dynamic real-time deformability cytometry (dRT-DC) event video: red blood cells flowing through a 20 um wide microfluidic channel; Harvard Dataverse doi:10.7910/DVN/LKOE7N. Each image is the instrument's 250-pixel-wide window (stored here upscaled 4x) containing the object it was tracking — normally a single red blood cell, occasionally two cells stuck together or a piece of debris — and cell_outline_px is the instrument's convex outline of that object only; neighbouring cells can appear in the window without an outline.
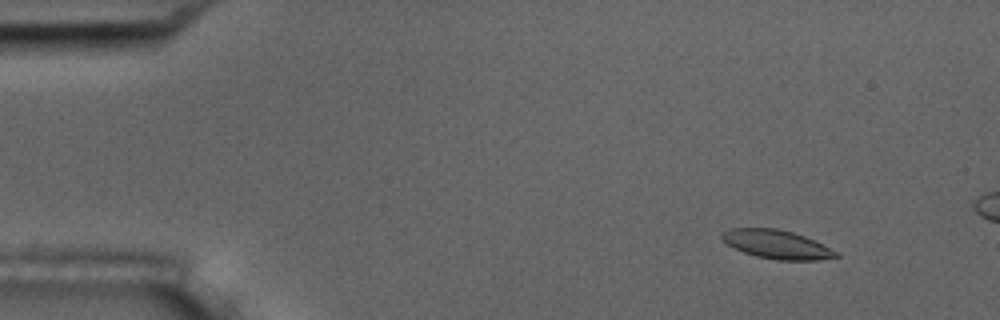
{"species": "common noctule bat (a hibernating species)", "species_latin": "Nyctalus noctula", "temperature_condition": "room temperature", "stored_images_in_passage": 5, "camera_frame_rate_fps": 3000, "um_per_image_px": 0.085, "animal": {"sex": "male", "body_mass_g": 17.5, "forearm_length_mm": 52.3}, "frame": {"image": 1, "passage_image": 2, "time_ms": 1.333, "image_size_px": [1000, 320], "cell_outline_px": [[840, 256], [816, 260], [776, 260], [756, 256], [744, 252], [728, 244], [720, 236], [720, 232], [732, 228], [776, 228], [792, 232], [804, 236], [836, 252]], "centroid_in_image_um": [65.97, 20.77], "position_along_channel_um": 19.0, "area_um2": 18.67}}